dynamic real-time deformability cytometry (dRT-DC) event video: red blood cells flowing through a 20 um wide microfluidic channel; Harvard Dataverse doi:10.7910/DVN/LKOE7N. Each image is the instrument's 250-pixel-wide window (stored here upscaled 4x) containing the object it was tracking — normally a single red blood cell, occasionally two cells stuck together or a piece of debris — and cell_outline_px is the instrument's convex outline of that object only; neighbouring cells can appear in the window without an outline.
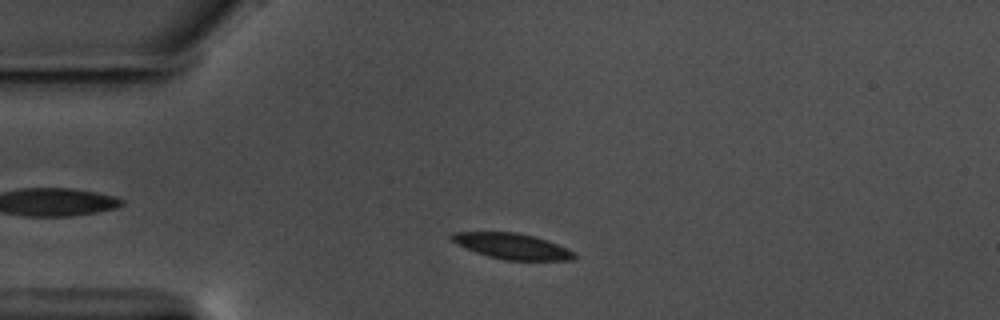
{"species": "common noctule bat (a hibernating species)", "species_latin": "Nyctalus noctula", "temperature_condition": "warm", "stored_images_in_passage": 51, "camera_frame_rate_fps": 3000, "um_per_image_px": 0.085, "animal": {"sex": "male", "body_mass_g": 17.5, "forearm_length_mm": 52.3}, "frame": {"image": 1, "passage_image": 7, "time_ms": 2.0, "image_size_px": [1000, 320], "cell_outline_px": [[576, 256], [572, 260], [504, 260], [488, 256], [476, 252], [456, 244], [448, 236], [452, 232], [516, 232], [532, 236], [556, 244], [576, 252]], "centroid_in_image_um": [43.49, 20.93], "position_along_channel_um": 41.5, "area_um2": 18.21}}
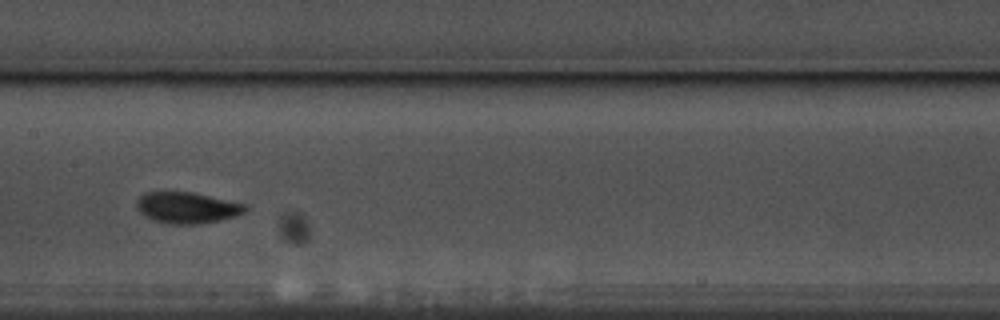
{"frame": {"image": 2, "passage_image": 22, "time_ms": 7.0, "image_size_px": [1000, 320], "cell_outline_px": [[248, 208], [244, 212], [220, 220], [196, 224], [168, 224], [156, 220], [140, 212], [136, 208], [136, 200], [140, 196], [148, 192], [192, 192], [244, 204]], "centroid_in_image_um": [15.87, 17.65], "position_along_channel_um": 191.5, "area_um2": 19.31}}
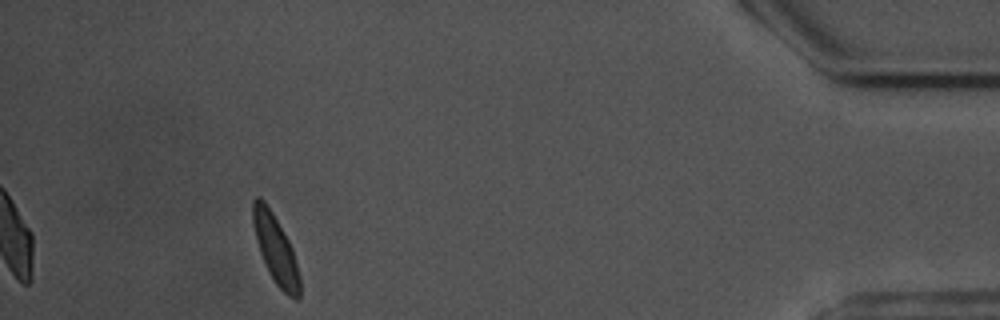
{"frame": {"image": 3, "passage_image": 46, "time_ms": 15.0, "image_size_px": [1000, 320], "cell_outline_px": [[300, 300], [296, 300], [288, 296], [276, 284], [260, 252], [252, 220], [252, 200], [256, 196], [260, 196], [264, 200], [272, 212], [288, 240], [292, 248], [300, 280]], "centroid_in_image_um": [23.43, 21.17], "position_along_channel_um": 411.8, "area_um2": 18.21}, "authors_computed_cell_mechanics": {"area_um2": 18.3804, "velocity_mm_per_s": 3.525, "shape_relaxation_time_tau1_ms": 4.2758, "shape_relaxation_time_tau2_ms": 0.798, "deformation_change_tau1": 0.1744, "deformation_change_tau2": 0.0532}}